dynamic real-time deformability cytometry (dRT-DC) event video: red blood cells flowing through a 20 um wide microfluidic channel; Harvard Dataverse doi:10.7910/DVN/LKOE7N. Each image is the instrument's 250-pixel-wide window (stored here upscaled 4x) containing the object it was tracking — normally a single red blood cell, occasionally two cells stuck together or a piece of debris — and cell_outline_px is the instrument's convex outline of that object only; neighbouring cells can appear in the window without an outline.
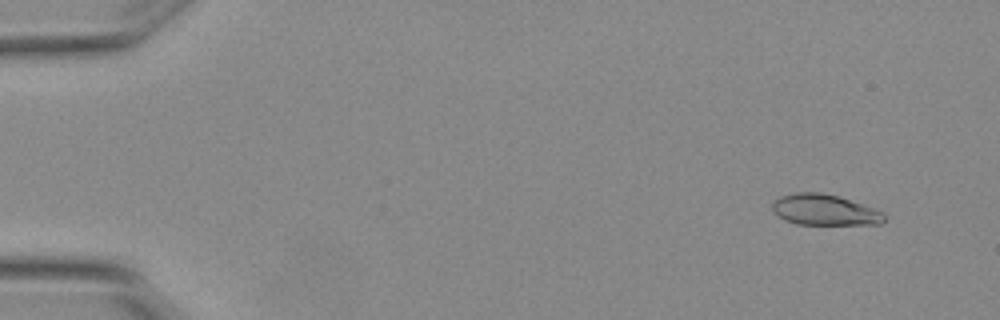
{"species": "Egyptian fruit bat (a non-hibernating species)", "species_latin": "Rousettus aegyptiacus", "temperature_condition": "warm", "stored_images_in_passage": 4, "camera_frame_rate_fps": 3000, "um_per_image_px": 0.085, "animal": {"sex": "female"}, "frame": {"image": 1, "passage_image": 2, "time_ms": 0.333, "image_size_px": [1000, 320], "cell_outline_px": [[888, 216], [880, 224], [796, 224], [784, 220], [776, 216], [772, 212], [772, 204], [780, 196], [800, 192], [820, 192], [836, 196], [884, 212]], "centroid_in_image_um": [70.05, 17.85], "position_along_channel_um": 14.9, "area_um2": 20.0}}